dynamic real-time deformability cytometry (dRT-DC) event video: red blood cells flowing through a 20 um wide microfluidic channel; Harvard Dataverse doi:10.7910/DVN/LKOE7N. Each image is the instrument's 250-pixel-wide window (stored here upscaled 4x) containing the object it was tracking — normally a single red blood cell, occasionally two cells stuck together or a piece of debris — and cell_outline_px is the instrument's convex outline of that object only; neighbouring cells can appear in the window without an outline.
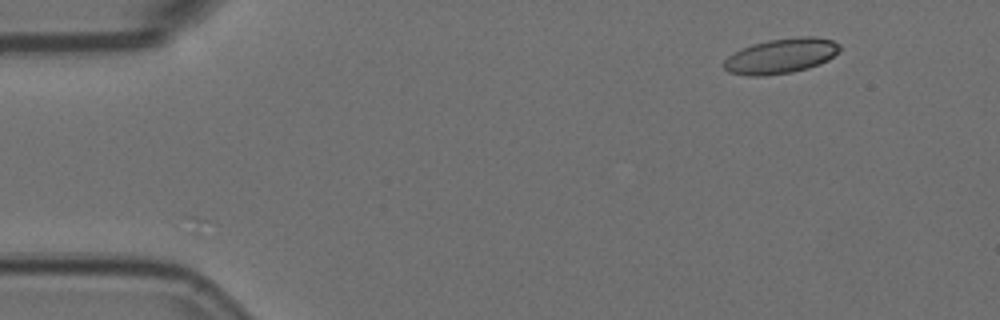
{"species": "Egyptian fruit bat (a non-hibernating species)", "species_latin": "Rousettus aegyptiacus", "temperature_condition": "room temperature", "stored_images_in_passage": 4, "camera_frame_rate_fps": 3000, "um_per_image_px": 0.085, "animal": {"sex": "female"}, "frame": {"image": 1, "passage_image": 1, "time_ms": 0.0, "image_size_px": [1000, 320], "cell_outline_px": [[840, 48], [828, 60], [820, 64], [808, 68], [792, 72], [764, 76], [748, 76], [728, 72], [724, 68], [724, 60], [728, 56], [752, 44], [768, 40], [800, 36], [816, 36], [832, 40], [840, 44]], "centroid_in_image_um": [66.39, 4.76], "position_along_channel_um": 18.6, "area_um2": 23.58}}